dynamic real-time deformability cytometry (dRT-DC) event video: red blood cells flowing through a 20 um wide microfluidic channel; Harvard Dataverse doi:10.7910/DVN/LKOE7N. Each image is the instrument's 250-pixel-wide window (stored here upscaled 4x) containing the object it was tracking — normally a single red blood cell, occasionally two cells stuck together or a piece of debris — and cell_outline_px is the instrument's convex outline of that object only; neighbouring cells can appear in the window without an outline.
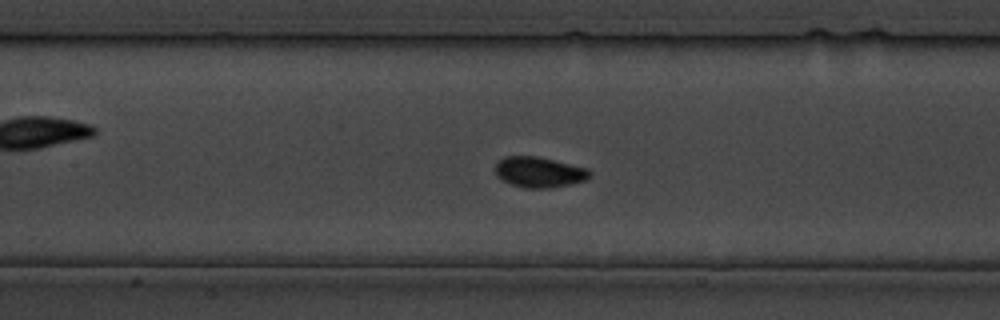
{"species": "common noctule bat (a hibernating species)", "species_latin": "Nyctalus noctula", "temperature_condition": "cold", "stored_images_in_passage": 35, "camera_frame_rate_fps": 3000, "um_per_image_px": 0.085, "animal": {"sex": "male", "body_mass_g": 19.5, "forearm_length_mm": 54.6}, "frame": {"image": 1, "passage_image": 16, "time_ms": 18.333, "image_size_px": [1000, 320], "cell_outline_px": [[592, 172], [588, 180], [572, 184], [548, 188], [524, 188], [500, 180], [496, 176], [496, 164], [504, 156], [536, 156], [588, 168]], "centroid_in_image_um": [45.85, 14.64], "position_along_channel_um": 161.6, "area_um2": 16.94}}